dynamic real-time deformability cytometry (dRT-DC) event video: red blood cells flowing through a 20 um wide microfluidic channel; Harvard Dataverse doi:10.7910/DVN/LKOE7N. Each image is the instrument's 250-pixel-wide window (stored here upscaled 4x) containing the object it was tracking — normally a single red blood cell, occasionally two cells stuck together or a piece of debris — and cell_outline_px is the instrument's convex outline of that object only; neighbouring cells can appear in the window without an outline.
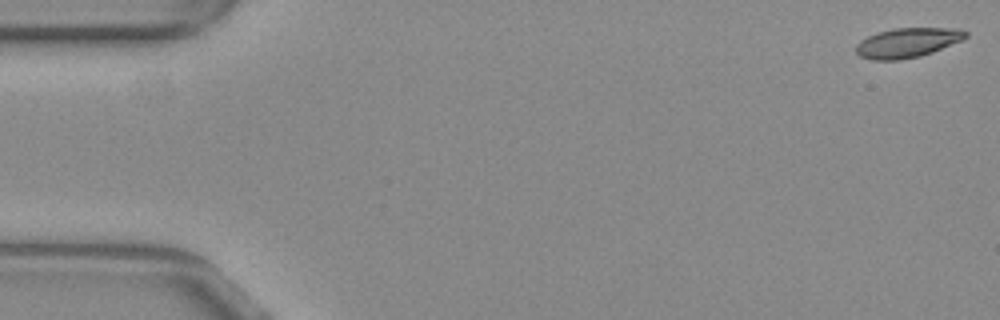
{"species": "common noctule bat (a hibernating species)", "species_latin": "Nyctalus noctula", "temperature_condition": "warm", "stored_images_in_passage": 9, "camera_frame_rate_fps": 3000, "um_per_image_px": 0.085, "animal": {"sex": "female", "body_mass_g": 29.2, "forearm_length_mm": 56.3}, "frame": {"image": 1, "passage_image": 1, "time_ms": 0.0, "image_size_px": [1000, 320], "cell_outline_px": [[968, 36], [964, 40], [932, 52], [920, 56], [900, 60], [872, 60], [860, 56], [856, 52], [856, 44], [860, 40], [876, 32], [892, 28], [960, 28], [968, 32]], "centroid_in_image_um": [77.15, 3.62], "position_along_channel_um": 7.9, "area_um2": 19.19}}